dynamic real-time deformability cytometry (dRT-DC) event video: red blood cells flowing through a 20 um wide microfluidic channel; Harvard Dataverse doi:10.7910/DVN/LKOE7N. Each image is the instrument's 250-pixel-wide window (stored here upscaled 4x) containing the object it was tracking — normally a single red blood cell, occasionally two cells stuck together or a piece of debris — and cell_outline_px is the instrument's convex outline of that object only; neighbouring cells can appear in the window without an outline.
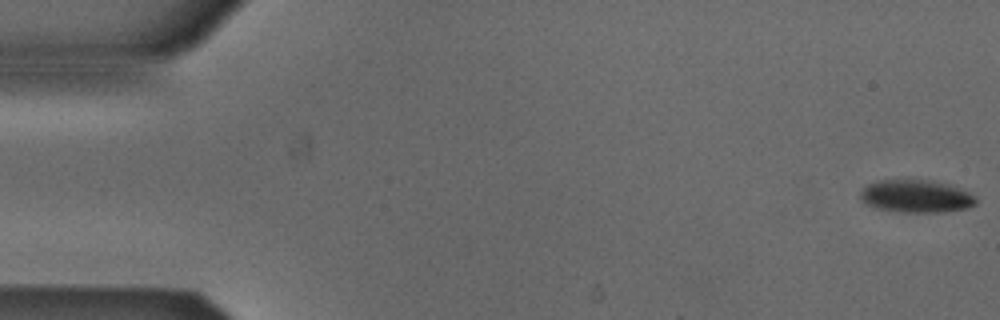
{"species": "Egyptian fruit bat (a non-hibernating species)", "species_latin": "Rousettus aegyptiacus", "temperature_condition": "cold", "stored_images_in_passage": 4, "camera_frame_rate_fps": 3000, "um_per_image_px": 0.085, "animal": {"sex": "male"}, "frame": {"image": 1, "passage_image": 1, "time_ms": 0.0, "image_size_px": [1000, 320], "cell_outline_px": [[976, 204], [968, 208], [944, 212], [904, 212], [876, 208], [860, 200], [860, 188], [864, 184], [876, 180], [908, 176], [948, 184], [960, 188], [976, 196]], "centroid_in_image_um": [77.8, 16.62], "position_along_channel_um": 7.2, "area_um2": 23.0}}
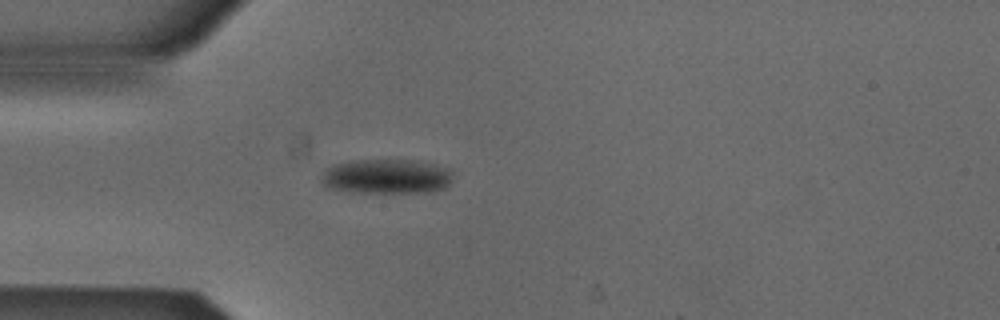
{"frame": {"image": 2, "passage_image": 4, "time_ms": 1.0, "image_size_px": [1000, 320], "cell_outline_px": [[452, 172], [448, 184], [444, 188], [424, 192], [352, 192], [324, 188], [320, 180], [324, 168], [332, 164], [352, 160], [416, 160], [448, 168]], "centroid_in_image_um": [32.74, 14.99], "position_along_channel_um": 52.3, "area_um2": 26.76}}